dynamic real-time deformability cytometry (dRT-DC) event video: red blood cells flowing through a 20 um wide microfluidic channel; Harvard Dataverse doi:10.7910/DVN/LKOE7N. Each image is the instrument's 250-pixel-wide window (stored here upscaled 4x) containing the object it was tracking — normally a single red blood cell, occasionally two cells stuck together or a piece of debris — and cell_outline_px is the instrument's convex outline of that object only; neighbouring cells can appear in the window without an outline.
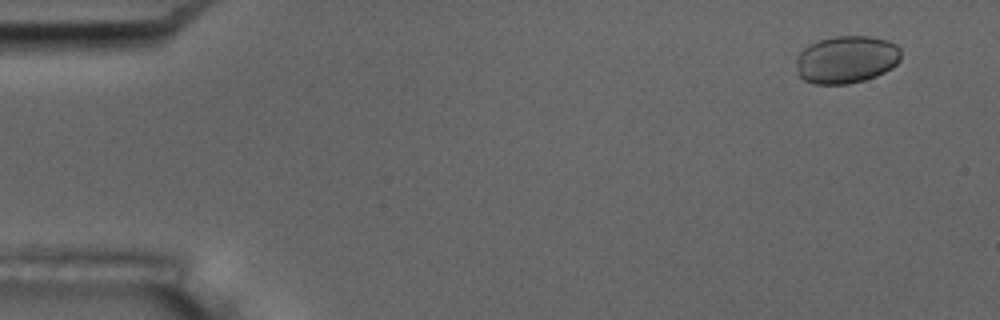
{"species": "common noctule bat (a hibernating species)", "species_latin": "Nyctalus noctula", "temperature_condition": "room temperature", "stored_images_in_passage": 5, "segment_of_instrument_passage": [2, 2], "camera_frame_rate_fps": 3000, "um_per_image_px": 0.085, "animal": {"sex": "male", "body_mass_g": 17.5, "forearm_length_mm": 52.3}, "frame": {"image": 1, "passage_image": 5, "time_ms": 6.333, "image_size_px": [1000, 320], "cell_outline_px": [[900, 60], [892, 68], [876, 76], [864, 80], [848, 84], [812, 84], [804, 80], [796, 72], [796, 56], [804, 48], [820, 40], [836, 36], [868, 36], [888, 40], [896, 44], [900, 48]], "centroid_in_image_um": [71.94, 5.07], "position_along_channel_um": 13.1, "area_um2": 29.19}}